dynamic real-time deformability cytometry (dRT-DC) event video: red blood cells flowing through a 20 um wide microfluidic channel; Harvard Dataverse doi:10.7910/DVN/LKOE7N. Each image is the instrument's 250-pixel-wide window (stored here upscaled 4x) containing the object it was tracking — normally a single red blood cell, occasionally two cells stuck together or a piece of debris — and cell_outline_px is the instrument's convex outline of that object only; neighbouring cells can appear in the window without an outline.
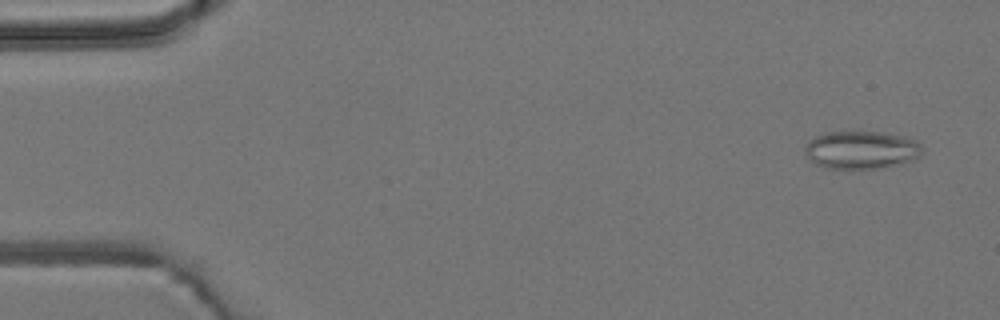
{"species": "common noctule bat (a hibernating species)", "species_latin": "Nyctalus noctula", "temperature_condition": "room temperature", "stored_images_in_passage": 5, "camera_frame_rate_fps": 3000, "um_per_image_px": 0.085, "animal": {"sex": "male", "body_mass_g": 19.2, "forearm_length_mm": 51.8}, "frame": {"image": 1, "passage_image": 1, "time_ms": 0.0, "image_size_px": [1000, 320], "cell_outline_px": [[920, 156], [916, 160], [900, 164], [880, 168], [828, 168], [816, 164], [804, 152], [804, 148], [808, 140], [824, 132], [888, 132], [904, 136], [916, 140], [920, 144]], "centroid_in_image_um": [73.23, 12.73], "position_along_channel_um": 11.8, "area_um2": 26.01}}